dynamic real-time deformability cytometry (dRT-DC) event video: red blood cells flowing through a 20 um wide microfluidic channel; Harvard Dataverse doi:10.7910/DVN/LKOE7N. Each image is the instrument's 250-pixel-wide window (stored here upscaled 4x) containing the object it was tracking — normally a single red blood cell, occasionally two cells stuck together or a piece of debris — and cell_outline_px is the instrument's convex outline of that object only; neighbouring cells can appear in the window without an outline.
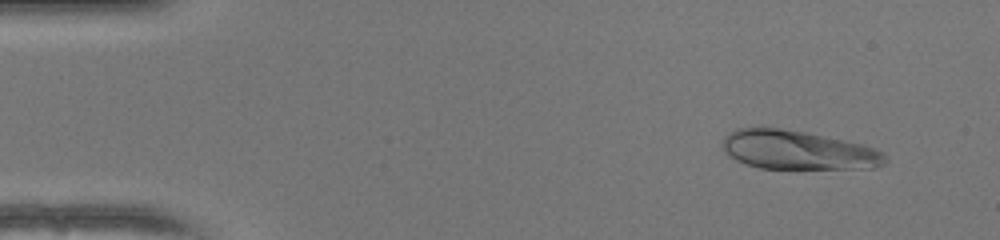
{"species": "human", "species_latin": "Homo sapiens", "temperature_condition": "warm", "stored_images_in_passage": 49, "camera_frame_rate_fps": 3000, "um_per_image_px": 0.085, "donor": {"sex": "female"}, "frame": {"image": 1, "passage_image": 4, "time_ms": 1.0, "image_size_px": [1000, 240], "cell_outline_px": [[888, 160], [884, 164], [872, 168], [760, 168], [736, 160], [724, 152], [720, 144], [724, 136], [728, 132], [736, 128], [760, 124], [804, 132], [860, 144], [872, 148], [880, 152]], "centroid_in_image_um": [67.67, 12.72], "position_along_channel_um": 17.3, "area_um2": 37.11}}
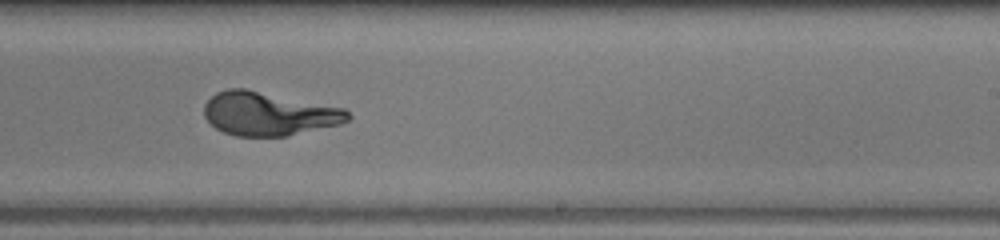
{"frame": {"image": 2, "passage_image": 30, "time_ms": 9.667, "image_size_px": [1000, 240], "cell_outline_px": [[352, 116], [348, 120], [340, 124], [288, 136], [236, 136], [224, 132], [216, 128], [204, 116], [204, 104], [216, 92], [228, 88], [244, 88], [344, 108]], "centroid_in_image_um": [22.83, 9.67], "position_along_channel_um": 266.2, "area_um2": 36.36}}
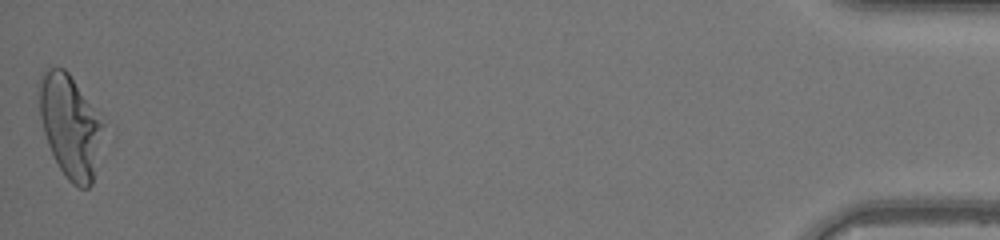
{"frame": {"image": 3, "passage_image": 49, "time_ms": 16.0, "image_size_px": [1000, 240], "cell_outline_px": [[104, 124], [92, 184], [88, 188], [80, 188], [72, 184], [68, 180], [60, 168], [48, 144], [44, 132], [40, 116], [40, 76], [48, 68], [64, 68], [68, 72], [100, 112]], "centroid_in_image_um": [5.99, 10.7], "position_along_channel_um": 429.2, "area_um2": 38.03}}